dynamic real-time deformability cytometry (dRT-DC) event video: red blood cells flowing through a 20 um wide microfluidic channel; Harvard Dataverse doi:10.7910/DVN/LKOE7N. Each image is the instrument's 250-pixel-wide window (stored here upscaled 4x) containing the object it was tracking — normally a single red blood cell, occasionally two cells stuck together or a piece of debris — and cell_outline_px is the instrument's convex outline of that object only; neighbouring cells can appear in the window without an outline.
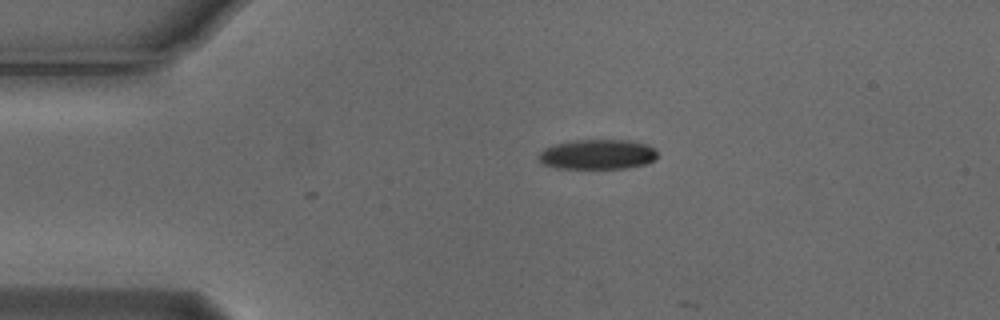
{"species": "Egyptian fruit bat (a non-hibernating species)", "species_latin": "Rousettus aegyptiacus", "temperature_condition": "cold", "stored_images_in_passage": 2, "camera_frame_rate_fps": 3000, "um_per_image_px": 0.085, "animal": {"sex": "male"}, "frame": {"image": 1, "passage_image": 1, "time_ms": 0.0, "image_size_px": [1000, 320], "cell_outline_px": [[656, 160], [644, 164], [628, 168], [556, 168], [540, 164], [536, 156], [544, 148], [552, 144], [572, 140], [632, 140], [648, 144], [656, 148]], "centroid_in_image_um": [50.75, 13.11], "position_along_channel_um": 34.2, "area_um2": 21.15}}